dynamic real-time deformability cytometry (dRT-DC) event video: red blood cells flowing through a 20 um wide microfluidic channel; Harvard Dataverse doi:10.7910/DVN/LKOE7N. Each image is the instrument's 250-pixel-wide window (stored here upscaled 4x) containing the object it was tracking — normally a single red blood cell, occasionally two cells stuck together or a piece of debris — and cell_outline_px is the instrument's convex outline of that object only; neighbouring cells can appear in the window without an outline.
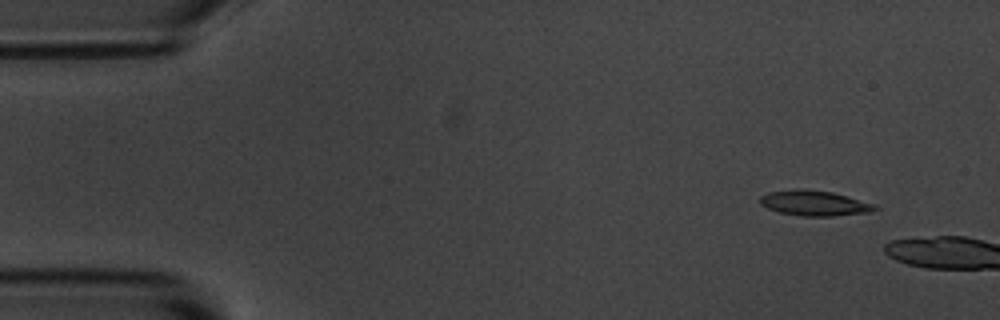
{"species": "common noctule bat (a hibernating species)", "species_latin": "Nyctalus noctula", "temperature_condition": "room temperature", "stored_images_in_passage": 2, "camera_frame_rate_fps": 3000, "um_per_image_px": 0.085, "animal": {"sex": "male", "body_mass_g": 20.1, "forearm_length_mm": 53.5}, "frame": {"image": 1, "passage_image": 1, "time_ms": 0.0, "image_size_px": [1000, 320], "cell_outline_px": [[880, 208], [872, 212], [832, 216], [800, 216], [780, 212], [768, 208], [760, 204], [760, 196], [768, 192], [796, 188], [800, 188], [832, 192], [848, 196], [876, 204]], "centroid_in_image_um": [69.25, 17.26], "position_along_channel_um": 15.7, "area_um2": 17.11}}